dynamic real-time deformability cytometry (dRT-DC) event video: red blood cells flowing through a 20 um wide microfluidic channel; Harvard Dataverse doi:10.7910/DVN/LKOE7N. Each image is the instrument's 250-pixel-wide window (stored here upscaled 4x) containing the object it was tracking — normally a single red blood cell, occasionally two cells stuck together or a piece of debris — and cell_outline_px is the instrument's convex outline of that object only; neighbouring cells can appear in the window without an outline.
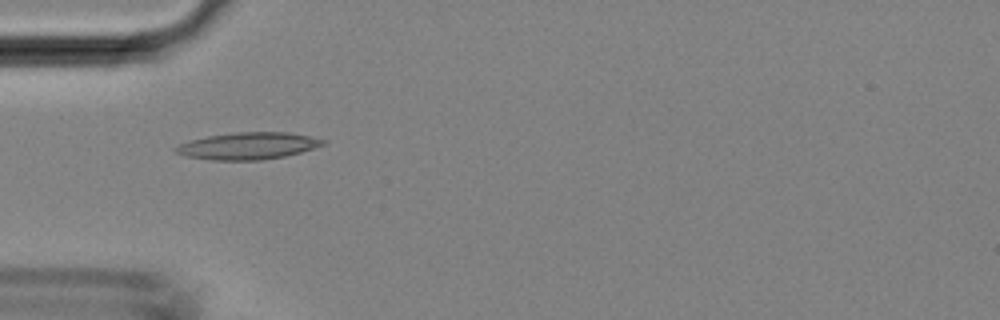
{"species": "Egyptian fruit bat (a non-hibernating species)", "species_latin": "Rousettus aegyptiacus", "temperature_condition": "room temperature", "stored_images_in_passage": 43, "camera_frame_rate_fps": 3000, "um_per_image_px": 0.085, "animal": {"sex": "female"}, "frame": {"image": 1, "passage_image": 14, "time_ms": 4.333, "image_size_px": [1000, 320], "cell_outline_px": [[328, 140], [324, 144], [300, 152], [284, 156], [264, 160], [212, 160], [184, 156], [176, 152], [172, 148], [180, 144], [192, 140], [208, 136], [236, 132], [288, 132]], "centroid_in_image_um": [21.07, 12.4], "position_along_channel_um": 63.9, "area_um2": 23.0}}
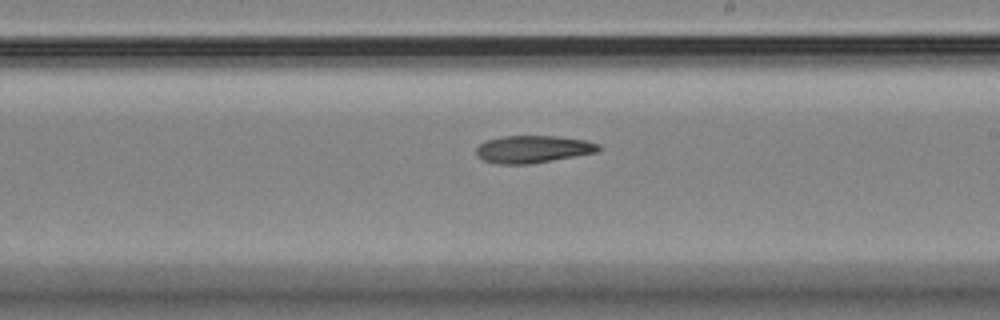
{"frame": {"image": 2, "passage_image": 26, "time_ms": 8.333, "image_size_px": [1000, 320], "cell_outline_px": [[600, 152], [528, 164], [496, 164], [484, 160], [476, 156], [476, 148], [484, 140], [500, 136], [556, 136], [584, 140], [600, 144]], "centroid_in_image_um": [45.28, 12.68], "position_along_channel_um": 243.7, "area_um2": 19.65}}
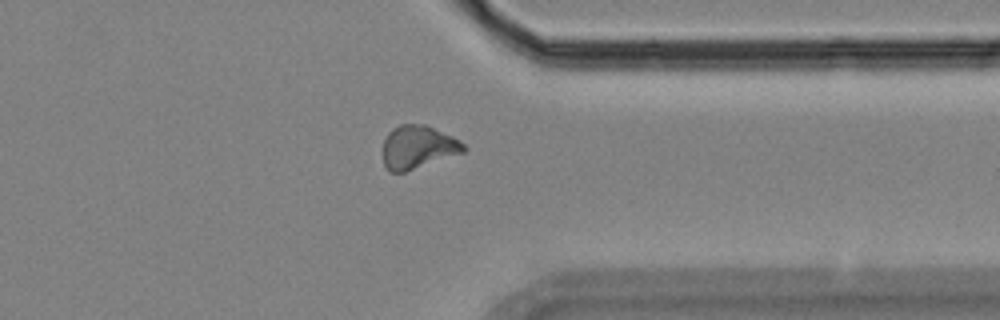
{"frame": {"image": 3, "passage_image": 35, "time_ms": 11.333, "image_size_px": [1000, 320], "cell_outline_px": [[468, 148], [464, 152], [404, 172], [388, 172], [384, 164], [384, 140], [388, 132], [392, 128], [400, 124], [424, 124], [452, 136], [460, 140]], "centroid_in_image_um": [35.52, 12.5], "position_along_channel_um": 375.9, "area_um2": 20.23}}